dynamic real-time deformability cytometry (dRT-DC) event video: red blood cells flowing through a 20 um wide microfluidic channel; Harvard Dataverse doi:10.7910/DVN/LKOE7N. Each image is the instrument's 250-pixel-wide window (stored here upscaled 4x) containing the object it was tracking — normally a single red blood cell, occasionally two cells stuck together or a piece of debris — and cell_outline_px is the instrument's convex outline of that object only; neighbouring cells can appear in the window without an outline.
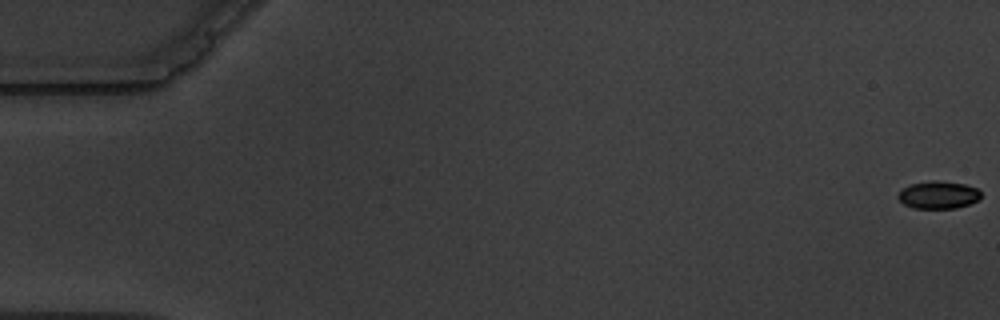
{"species": "common noctule bat (a hibernating species)", "species_latin": "Nyctalus noctula", "temperature_condition": "warm", "stored_images_in_passage": 6, "camera_frame_rate_fps": 3000, "um_per_image_px": 0.085, "animal": {"sex": "male", "body_mass_g": 19.5, "forearm_length_mm": 54.6}, "frame": {"image": 1, "passage_image": 1, "time_ms": 0.0, "image_size_px": [1000, 320], "cell_outline_px": [[980, 200], [956, 208], [912, 208], [904, 204], [896, 196], [904, 188], [912, 184], [932, 180], [936, 180], [964, 184], [976, 188], [980, 192]], "centroid_in_image_um": [79.76, 16.57], "position_along_channel_um": 5.2, "area_um2": 13.18}}
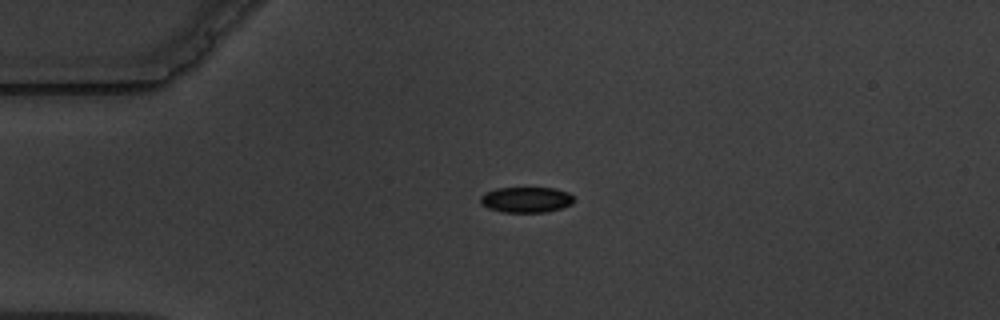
{"frame": {"image": 2, "passage_image": 5, "time_ms": 4.667, "image_size_px": [1000, 320], "cell_outline_px": [[576, 200], [572, 204], [560, 208], [544, 212], [504, 212], [488, 208], [480, 204], [480, 196], [496, 188], [556, 188], [568, 192]], "centroid_in_image_um": [44.74, 16.97], "position_along_channel_um": 40.3, "area_um2": 13.93}}